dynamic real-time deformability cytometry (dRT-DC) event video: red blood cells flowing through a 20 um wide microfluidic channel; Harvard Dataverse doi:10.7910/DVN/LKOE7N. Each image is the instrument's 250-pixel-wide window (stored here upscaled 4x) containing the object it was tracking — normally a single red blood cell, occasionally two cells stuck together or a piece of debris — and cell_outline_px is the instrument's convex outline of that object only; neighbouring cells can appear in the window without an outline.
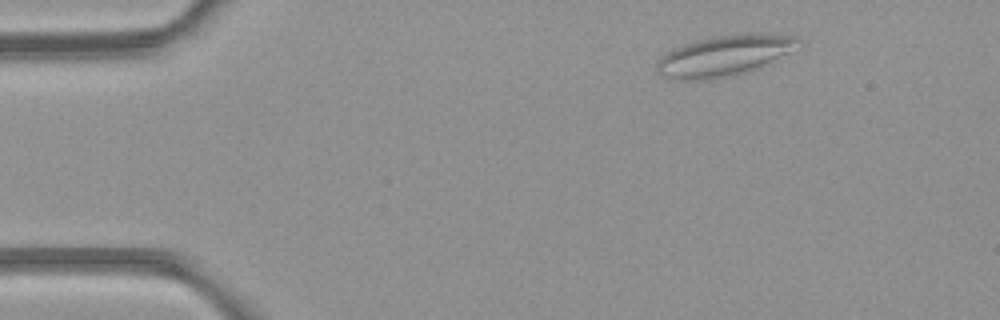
{"species": "common noctule bat (a hibernating species)", "species_latin": "Nyctalus noctula", "temperature_condition": "room temperature", "stored_images_in_passage": 3, "camera_frame_rate_fps": 3000, "um_per_image_px": 0.085, "animal": {"sex": "female", "body_mass_g": 21.9}, "frame": {"image": 1, "passage_image": 1, "time_ms": 0.0, "image_size_px": [1000, 320], "cell_outline_px": [[800, 40], [788, 52], [760, 68], [736, 76], [708, 80], [680, 80], [664, 76], [656, 72], [656, 60], [664, 52], [684, 44], [696, 40], [712, 36], [796, 36]], "centroid_in_image_um": [61.4, 4.81], "position_along_channel_um": 23.6, "area_um2": 32.71}}